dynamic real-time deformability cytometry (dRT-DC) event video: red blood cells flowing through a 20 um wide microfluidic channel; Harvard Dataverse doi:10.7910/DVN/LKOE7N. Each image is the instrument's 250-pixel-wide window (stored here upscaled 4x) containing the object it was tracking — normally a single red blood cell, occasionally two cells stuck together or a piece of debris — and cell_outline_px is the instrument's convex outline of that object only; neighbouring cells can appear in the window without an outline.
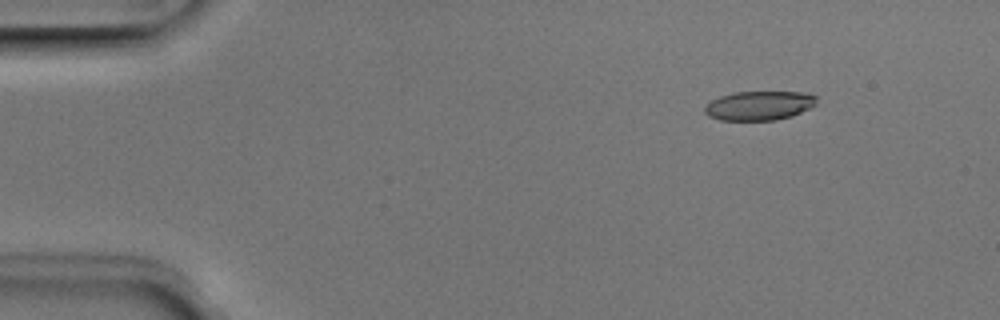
{"species": "Egyptian fruit bat (a non-hibernating species)", "species_latin": "Rousettus aegyptiacus", "temperature_condition": "room temperature", "stored_images_in_passage": 4, "segment_of_instrument_passage": [2, 2], "camera_frame_rate_fps": 3000, "um_per_image_px": 0.085, "animal": {"sex": "male"}, "frame": {"image": 1, "passage_image": 4, "time_ms": 1.0, "image_size_px": [1000, 320], "cell_outline_px": [[816, 104], [792, 116], [776, 120], [720, 120], [708, 116], [704, 112], [704, 108], [712, 100], [720, 96], [732, 92], [808, 92], [816, 96]], "centroid_in_image_um": [64.52, 8.97], "position_along_channel_um": 20.5, "area_um2": 19.02}}